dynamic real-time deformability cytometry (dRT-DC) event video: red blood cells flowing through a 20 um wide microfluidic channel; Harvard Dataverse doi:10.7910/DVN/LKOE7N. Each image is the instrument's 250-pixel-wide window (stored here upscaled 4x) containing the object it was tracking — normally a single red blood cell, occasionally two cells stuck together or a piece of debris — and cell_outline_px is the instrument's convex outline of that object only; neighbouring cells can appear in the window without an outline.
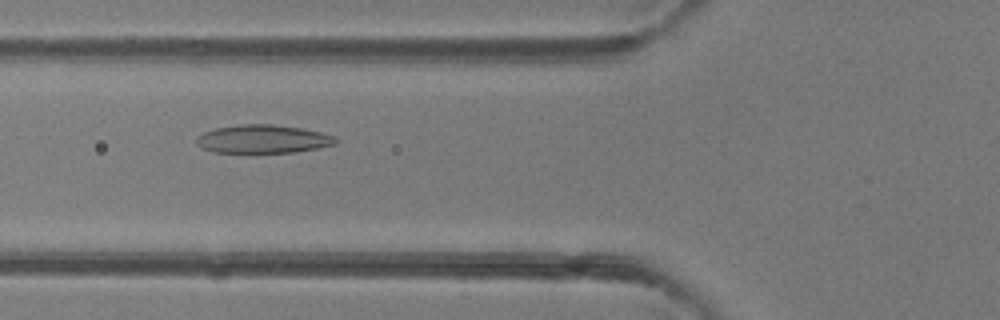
{"species": "common noctule bat (a hibernating species)", "species_latin": "Nyctalus noctula", "temperature_condition": "room temperature", "stored_images_in_passage": 40, "camera_frame_rate_fps": 3000, "um_per_image_px": 0.085, "animal": {"sex": "female"}, "frame": {"image": 1, "passage_image": 9, "time_ms": 2.667, "image_size_px": [1000, 320], "cell_outline_px": [[340, 140], [336, 144], [316, 148], [292, 152], [212, 152], [196, 144], [196, 136], [204, 132], [216, 128], [240, 124], [272, 124], [300, 128], [320, 132], [336, 136]], "centroid_in_image_um": [22.36, 11.81], "position_along_channel_um": 103.4, "area_um2": 22.89}}
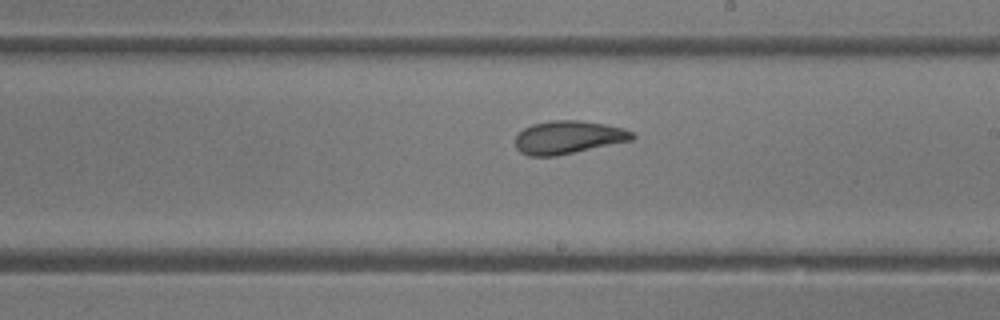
{"frame": {"image": 2, "passage_image": 19, "time_ms": 6.0, "image_size_px": [1000, 320], "cell_outline_px": [[636, 136], [632, 140], [556, 156], [528, 156], [520, 152], [516, 148], [516, 132], [532, 124], [552, 120], [580, 120], [604, 124], [624, 128], [632, 132]], "centroid_in_image_um": [48.27, 11.67], "position_along_channel_um": 240.7, "area_um2": 22.6}}
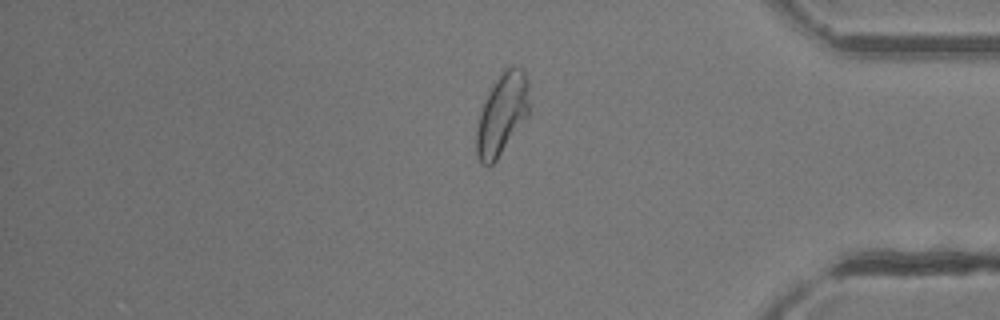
{"frame": {"image": 3, "passage_image": 32, "time_ms": 10.333, "image_size_px": [1000, 320], "cell_outline_px": [[528, 116], [496, 160], [488, 168], [480, 164], [476, 152], [476, 132], [480, 112], [488, 92], [492, 84], [500, 72], [504, 68], [512, 64], [520, 68], [524, 72], [528, 80]], "centroid_in_image_um": [42.65, 9.69], "position_along_channel_um": 392.5, "area_um2": 25.2}, "authors_computed_cell_mechanics": {"area_um2": 24.0737, "velocity_mm_per_s": 4.1101, "shape_relaxation_time_tau1_ms": 7.4047, "shape_relaxation_time_tau2_ms": 1.6858, "deformation_change_tau1": 0.2019, "deformation_change_tau2": 0.0908}}